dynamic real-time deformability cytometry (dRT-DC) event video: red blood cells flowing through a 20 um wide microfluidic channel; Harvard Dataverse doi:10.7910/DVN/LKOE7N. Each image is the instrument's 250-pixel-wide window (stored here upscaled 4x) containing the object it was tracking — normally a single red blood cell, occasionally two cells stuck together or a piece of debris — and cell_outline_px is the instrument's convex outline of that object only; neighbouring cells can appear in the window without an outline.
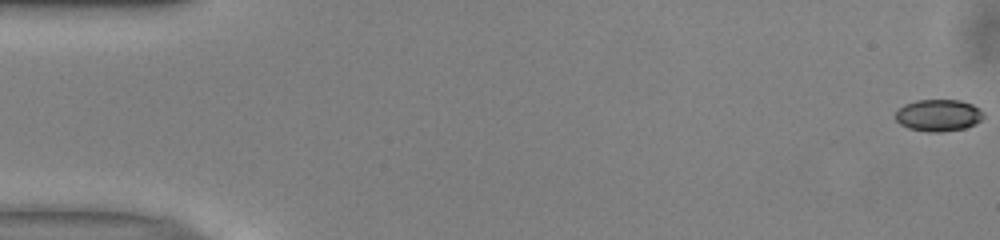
{"species": "common noctule bat (a hibernating species)", "species_latin": "Nyctalus noctula", "temperature_condition": "warm", "stored_images_in_passage": 52, "camera_frame_rate_fps": 3000, "um_per_image_px": 0.085, "animal": {"sex": "male", "body_mass_g": 13.0, "forearm_length_mm": 53.1}, "frame": {"image": 1, "passage_image": 1, "time_ms": 0.0, "image_size_px": [1000, 240], "cell_outline_px": [[984, 116], [976, 124], [964, 128], [944, 132], [928, 132], [908, 128], [900, 124], [896, 120], [896, 112], [904, 104], [916, 100], [960, 100], [972, 104], [980, 108], [984, 112]], "centroid_in_image_um": [79.79, 9.8], "position_along_channel_um": 5.2, "area_um2": 16.47}}
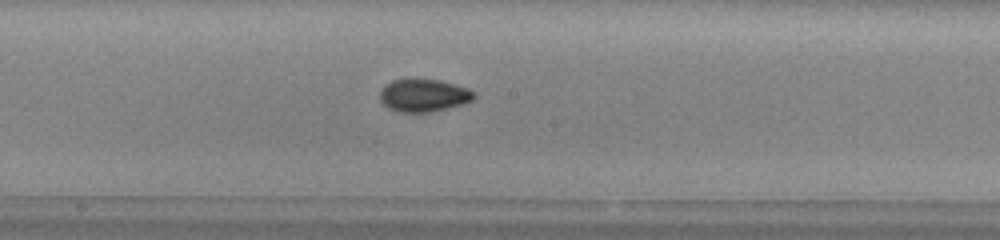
{"frame": {"image": 2, "passage_image": 28, "time_ms": 9.0, "image_size_px": [1000, 240], "cell_outline_px": [[476, 96], [472, 100], [460, 104], [428, 112], [400, 112], [388, 108], [380, 100], [380, 92], [384, 84], [392, 80], [440, 80], [468, 88], [476, 92]], "centroid_in_image_um": [36.0, 8.1], "position_along_channel_um": 212.2, "area_um2": 17.63}}
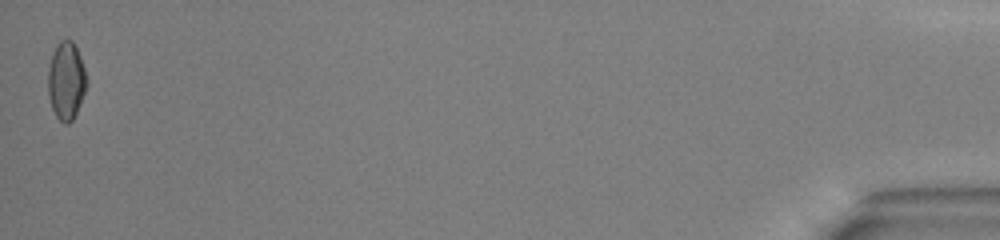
{"frame": {"image": 3, "passage_image": 52, "time_ms": 17.0, "image_size_px": [1000, 240], "cell_outline_px": [[88, 84], [76, 112], [72, 120], [68, 124], [64, 124], [56, 116], [52, 108], [48, 96], [48, 68], [52, 52], [56, 44], [60, 40], [72, 40], [80, 56], [88, 80]], "centroid_in_image_um": [5.62, 6.85], "position_along_channel_um": 429.6, "area_um2": 17.57}, "authors_computed_cell_mechanics": {"area_um2": 17.1666, "velocity_mm_per_s": 4.0033, "shape_relaxation_time_tau1_ms": 5.7822, "shape_relaxation_time_tau2_ms": 1.3483, "deformation_change_tau1": 0.1376, "deformation_change_tau2": 0.0433}}